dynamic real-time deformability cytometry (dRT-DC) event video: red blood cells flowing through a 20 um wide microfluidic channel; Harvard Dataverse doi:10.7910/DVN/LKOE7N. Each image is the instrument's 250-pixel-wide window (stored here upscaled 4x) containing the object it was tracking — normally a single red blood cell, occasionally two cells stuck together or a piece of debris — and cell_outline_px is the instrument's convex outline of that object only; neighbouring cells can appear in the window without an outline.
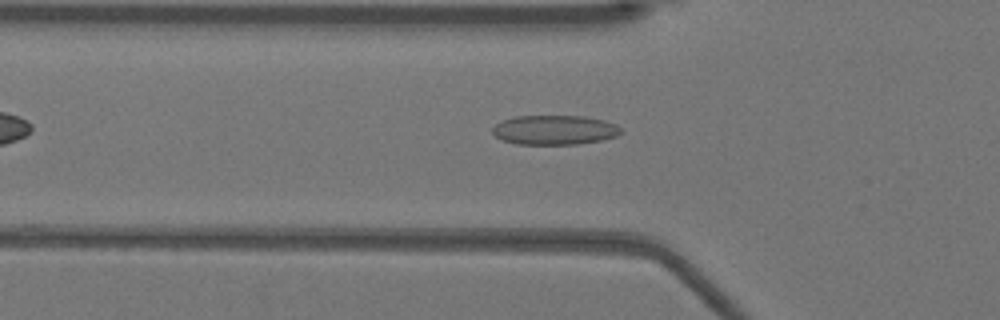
{"species": "Egyptian fruit bat (a non-hibernating species)", "species_latin": "Rousettus aegyptiacus", "temperature_condition": "warm", "stored_images_in_passage": 41, "camera_frame_rate_fps": 3000, "um_per_image_px": 0.085, "animal": {"sex": "female"}, "frame": {"image": 1, "passage_image": 10, "time_ms": 3.0, "image_size_px": [1000, 320], "cell_outline_px": [[620, 132], [616, 136], [600, 140], [580, 144], [516, 144], [500, 140], [492, 132], [492, 128], [496, 124], [512, 116], [584, 116], [604, 120], [616, 124], [620, 128]], "centroid_in_image_um": [47.1, 11.04], "position_along_channel_um": 78.7, "area_um2": 22.08}}
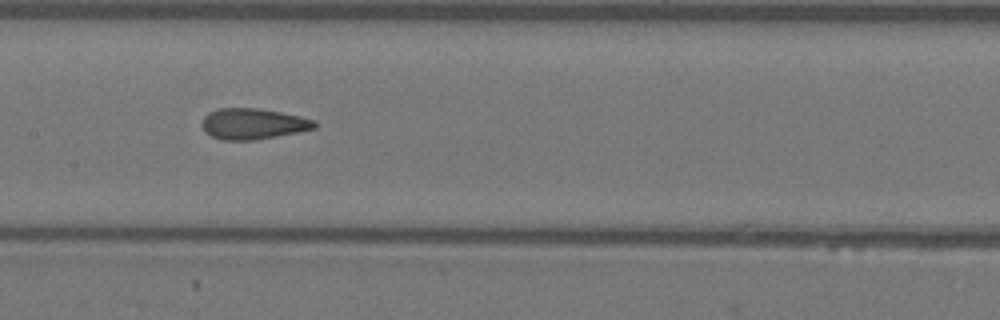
{"frame": {"image": 2, "passage_image": 18, "time_ms": 5.667, "image_size_px": [1000, 320], "cell_outline_px": [[320, 124], [316, 128], [276, 136], [252, 140], [224, 140], [212, 136], [204, 132], [200, 124], [204, 116], [208, 112], [220, 108], [256, 108], [280, 112], [300, 116], [316, 120]], "centroid_in_image_um": [21.5, 10.52], "position_along_channel_um": 185.9, "area_um2": 20.35}}
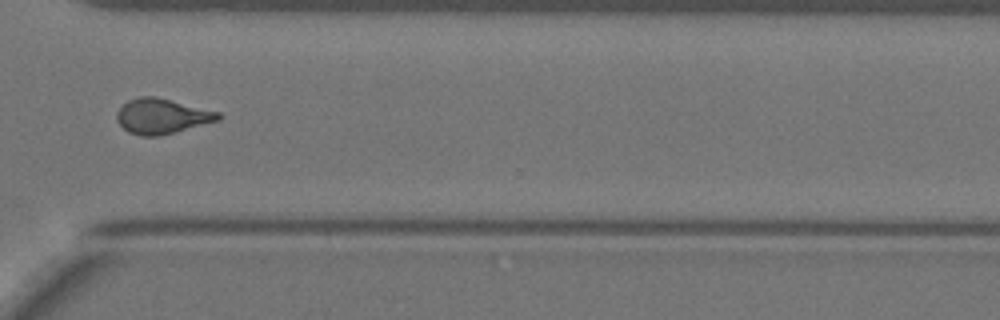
{"frame": {"image": 3, "passage_image": 31, "time_ms": 10.0, "image_size_px": [1000, 320], "cell_outline_px": [[224, 116], [220, 120], [160, 136], [140, 136], [128, 132], [116, 120], [116, 112], [128, 100], [140, 96], [156, 96], [220, 112]], "centroid_in_image_um": [13.78, 9.87], "position_along_channel_um": 356.8, "area_um2": 20.92}, "authors_computed_cell_mechanics": {"area_um2": 20.2878, "velocity_mm_per_s": 3.9548, "shape_relaxation_time_tau1_ms": null, "shape_relaxation_time_tau2_ms": 1.453, "deformation_change_tau1": null, "deformation_change_tau2": 0.0899}}